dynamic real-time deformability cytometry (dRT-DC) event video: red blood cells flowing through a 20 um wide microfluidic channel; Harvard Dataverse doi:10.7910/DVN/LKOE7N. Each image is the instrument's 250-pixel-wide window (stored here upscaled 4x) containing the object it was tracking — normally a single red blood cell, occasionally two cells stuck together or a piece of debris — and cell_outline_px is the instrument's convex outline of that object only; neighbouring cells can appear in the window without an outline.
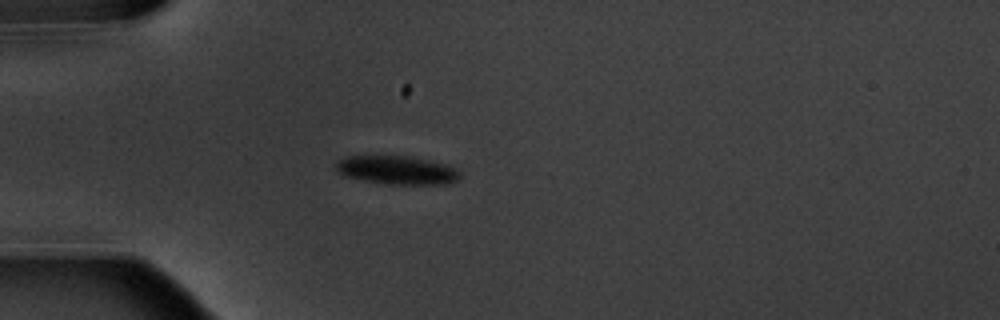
{"species": "common noctule bat (a hibernating species)", "species_latin": "Nyctalus noctula", "temperature_condition": "warm", "stored_images_in_passage": 5, "camera_frame_rate_fps": 3000, "um_per_image_px": 0.085, "animal": {"sex": "male", "body_mass_g": 20.1, "forearm_length_mm": 53.5}, "frame": {"image": 1, "passage_image": 4, "time_ms": 3.667, "image_size_px": [1000, 320], "cell_outline_px": [[460, 176], [456, 180], [448, 184], [392, 184], [364, 180], [344, 176], [336, 172], [336, 160], [344, 156], [408, 156], [448, 164], [460, 172]], "centroid_in_image_um": [33.71, 14.45], "position_along_channel_um": 51.3, "area_um2": 20.63}}